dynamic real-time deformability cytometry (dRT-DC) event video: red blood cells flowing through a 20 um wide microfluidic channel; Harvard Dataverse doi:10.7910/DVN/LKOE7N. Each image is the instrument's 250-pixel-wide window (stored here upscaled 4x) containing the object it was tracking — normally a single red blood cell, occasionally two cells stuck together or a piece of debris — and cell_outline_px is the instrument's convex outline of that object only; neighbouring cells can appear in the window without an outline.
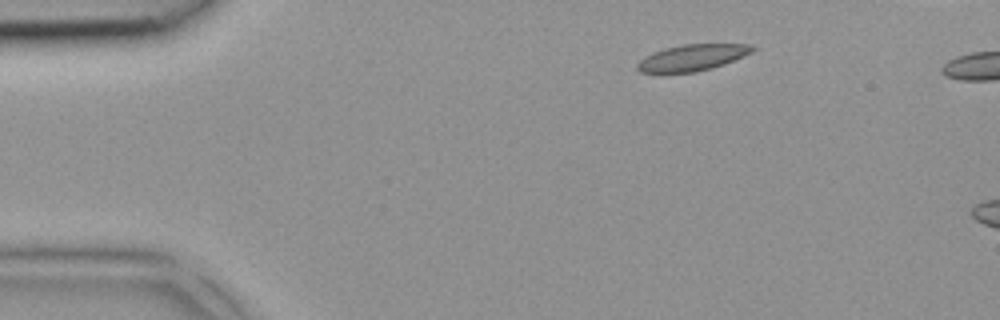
{"species": "common noctule bat (a hibernating species)", "species_latin": "Nyctalus noctula", "temperature_condition": "room temperature", "stored_images_in_passage": 4, "camera_frame_rate_fps": 3000, "um_per_image_px": 0.085, "animal": {"sex": "female", "body_mass_g": 18.4}, "frame": {"image": 1, "passage_image": 2, "time_ms": 0.333, "image_size_px": [1000, 320], "cell_outline_px": [[756, 48], [752, 52], [724, 64], [712, 68], [696, 72], [640, 72], [636, 68], [636, 64], [644, 56], [652, 52], [664, 48], [684, 44], [752, 44]], "centroid_in_image_um": [58.83, 4.89], "position_along_channel_um": 26.2, "area_um2": 17.63}}